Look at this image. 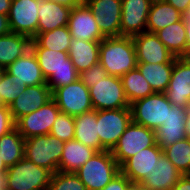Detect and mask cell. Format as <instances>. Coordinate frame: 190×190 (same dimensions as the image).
<instances>
[{"label":"cell","instance_id":"1","mask_svg":"<svg viewBox=\"0 0 190 190\" xmlns=\"http://www.w3.org/2000/svg\"><path fill=\"white\" fill-rule=\"evenodd\" d=\"M31 49L36 55L47 85L53 93L57 88L79 79V73L69 58L68 52H59L40 47L33 39Z\"/></svg>","mask_w":190,"mask_h":190},{"label":"cell","instance_id":"2","mask_svg":"<svg viewBox=\"0 0 190 190\" xmlns=\"http://www.w3.org/2000/svg\"><path fill=\"white\" fill-rule=\"evenodd\" d=\"M99 63L107 74L122 77L137 67V57L132 37L103 38L99 48Z\"/></svg>","mask_w":190,"mask_h":190},{"label":"cell","instance_id":"3","mask_svg":"<svg viewBox=\"0 0 190 190\" xmlns=\"http://www.w3.org/2000/svg\"><path fill=\"white\" fill-rule=\"evenodd\" d=\"M120 166L110 150L97 151L75 174L87 190H102L118 173Z\"/></svg>","mask_w":190,"mask_h":190},{"label":"cell","instance_id":"4","mask_svg":"<svg viewBox=\"0 0 190 190\" xmlns=\"http://www.w3.org/2000/svg\"><path fill=\"white\" fill-rule=\"evenodd\" d=\"M53 172L23 157L7 168L8 190H48Z\"/></svg>","mask_w":190,"mask_h":190},{"label":"cell","instance_id":"5","mask_svg":"<svg viewBox=\"0 0 190 190\" xmlns=\"http://www.w3.org/2000/svg\"><path fill=\"white\" fill-rule=\"evenodd\" d=\"M64 143L51 134L25 139L24 157L35 165L52 171H59V163Z\"/></svg>","mask_w":190,"mask_h":190},{"label":"cell","instance_id":"6","mask_svg":"<svg viewBox=\"0 0 190 190\" xmlns=\"http://www.w3.org/2000/svg\"><path fill=\"white\" fill-rule=\"evenodd\" d=\"M172 106L165 93L154 92L130 104L132 122L156 130L167 119Z\"/></svg>","mask_w":190,"mask_h":190},{"label":"cell","instance_id":"7","mask_svg":"<svg viewBox=\"0 0 190 190\" xmlns=\"http://www.w3.org/2000/svg\"><path fill=\"white\" fill-rule=\"evenodd\" d=\"M132 122L130 108L97 111V129L101 151L112 150Z\"/></svg>","mask_w":190,"mask_h":190},{"label":"cell","instance_id":"8","mask_svg":"<svg viewBox=\"0 0 190 190\" xmlns=\"http://www.w3.org/2000/svg\"><path fill=\"white\" fill-rule=\"evenodd\" d=\"M156 145L155 130L131 122L120 136L111 153L121 166L139 151Z\"/></svg>","mask_w":190,"mask_h":190},{"label":"cell","instance_id":"9","mask_svg":"<svg viewBox=\"0 0 190 190\" xmlns=\"http://www.w3.org/2000/svg\"><path fill=\"white\" fill-rule=\"evenodd\" d=\"M89 88L94 110L130 108L120 77L107 75Z\"/></svg>","mask_w":190,"mask_h":190},{"label":"cell","instance_id":"10","mask_svg":"<svg viewBox=\"0 0 190 190\" xmlns=\"http://www.w3.org/2000/svg\"><path fill=\"white\" fill-rule=\"evenodd\" d=\"M52 98L55 100L60 112L73 117L94 110L89 88L80 79L57 88L52 93Z\"/></svg>","mask_w":190,"mask_h":190},{"label":"cell","instance_id":"11","mask_svg":"<svg viewBox=\"0 0 190 190\" xmlns=\"http://www.w3.org/2000/svg\"><path fill=\"white\" fill-rule=\"evenodd\" d=\"M60 109L51 98L38 110L22 116L15 121V128L24 139L50 134L51 128L57 119Z\"/></svg>","mask_w":190,"mask_h":190},{"label":"cell","instance_id":"12","mask_svg":"<svg viewBox=\"0 0 190 190\" xmlns=\"http://www.w3.org/2000/svg\"><path fill=\"white\" fill-rule=\"evenodd\" d=\"M40 0H12L8 15L11 32L34 39L37 33Z\"/></svg>","mask_w":190,"mask_h":190},{"label":"cell","instance_id":"13","mask_svg":"<svg viewBox=\"0 0 190 190\" xmlns=\"http://www.w3.org/2000/svg\"><path fill=\"white\" fill-rule=\"evenodd\" d=\"M153 0H121L120 36L133 37L146 32Z\"/></svg>","mask_w":190,"mask_h":190},{"label":"cell","instance_id":"14","mask_svg":"<svg viewBox=\"0 0 190 190\" xmlns=\"http://www.w3.org/2000/svg\"><path fill=\"white\" fill-rule=\"evenodd\" d=\"M105 38L120 36L121 0H85Z\"/></svg>","mask_w":190,"mask_h":190},{"label":"cell","instance_id":"15","mask_svg":"<svg viewBox=\"0 0 190 190\" xmlns=\"http://www.w3.org/2000/svg\"><path fill=\"white\" fill-rule=\"evenodd\" d=\"M165 94L173 106L187 107L190 101V57L175 58Z\"/></svg>","mask_w":190,"mask_h":190},{"label":"cell","instance_id":"16","mask_svg":"<svg viewBox=\"0 0 190 190\" xmlns=\"http://www.w3.org/2000/svg\"><path fill=\"white\" fill-rule=\"evenodd\" d=\"M162 153L163 149L157 144L143 149L128 158L120 166V171L134 186H138L153 171Z\"/></svg>","mask_w":190,"mask_h":190},{"label":"cell","instance_id":"17","mask_svg":"<svg viewBox=\"0 0 190 190\" xmlns=\"http://www.w3.org/2000/svg\"><path fill=\"white\" fill-rule=\"evenodd\" d=\"M137 63L174 62L175 56L159 40L155 33L142 32L132 37Z\"/></svg>","mask_w":190,"mask_h":190},{"label":"cell","instance_id":"18","mask_svg":"<svg viewBox=\"0 0 190 190\" xmlns=\"http://www.w3.org/2000/svg\"><path fill=\"white\" fill-rule=\"evenodd\" d=\"M14 83L21 86L47 84L43 76L38 60L32 49L20 56L4 70Z\"/></svg>","mask_w":190,"mask_h":190},{"label":"cell","instance_id":"19","mask_svg":"<svg viewBox=\"0 0 190 190\" xmlns=\"http://www.w3.org/2000/svg\"><path fill=\"white\" fill-rule=\"evenodd\" d=\"M67 26L72 39L101 41L105 38L97 25L95 16L85 3L71 9Z\"/></svg>","mask_w":190,"mask_h":190},{"label":"cell","instance_id":"20","mask_svg":"<svg viewBox=\"0 0 190 190\" xmlns=\"http://www.w3.org/2000/svg\"><path fill=\"white\" fill-rule=\"evenodd\" d=\"M187 115L186 107L172 106L170 108L167 119L155 130L156 144L160 148L171 146L186 138Z\"/></svg>","mask_w":190,"mask_h":190},{"label":"cell","instance_id":"21","mask_svg":"<svg viewBox=\"0 0 190 190\" xmlns=\"http://www.w3.org/2000/svg\"><path fill=\"white\" fill-rule=\"evenodd\" d=\"M51 98L52 92L47 84L28 86L9 105L13 120L16 121L18 118L38 110Z\"/></svg>","mask_w":190,"mask_h":190},{"label":"cell","instance_id":"22","mask_svg":"<svg viewBox=\"0 0 190 190\" xmlns=\"http://www.w3.org/2000/svg\"><path fill=\"white\" fill-rule=\"evenodd\" d=\"M182 175L162 153L153 171L137 187L141 190H171Z\"/></svg>","mask_w":190,"mask_h":190},{"label":"cell","instance_id":"23","mask_svg":"<svg viewBox=\"0 0 190 190\" xmlns=\"http://www.w3.org/2000/svg\"><path fill=\"white\" fill-rule=\"evenodd\" d=\"M70 7L48 0H40L36 36L68 25Z\"/></svg>","mask_w":190,"mask_h":190},{"label":"cell","instance_id":"24","mask_svg":"<svg viewBox=\"0 0 190 190\" xmlns=\"http://www.w3.org/2000/svg\"><path fill=\"white\" fill-rule=\"evenodd\" d=\"M100 42L71 40L68 55L79 74L99 62Z\"/></svg>","mask_w":190,"mask_h":190},{"label":"cell","instance_id":"25","mask_svg":"<svg viewBox=\"0 0 190 190\" xmlns=\"http://www.w3.org/2000/svg\"><path fill=\"white\" fill-rule=\"evenodd\" d=\"M185 16L165 0H153L147 17L146 31L156 33Z\"/></svg>","mask_w":190,"mask_h":190},{"label":"cell","instance_id":"26","mask_svg":"<svg viewBox=\"0 0 190 190\" xmlns=\"http://www.w3.org/2000/svg\"><path fill=\"white\" fill-rule=\"evenodd\" d=\"M31 41L28 36L10 32L0 36V67L5 70L20 56L31 49Z\"/></svg>","mask_w":190,"mask_h":190},{"label":"cell","instance_id":"27","mask_svg":"<svg viewBox=\"0 0 190 190\" xmlns=\"http://www.w3.org/2000/svg\"><path fill=\"white\" fill-rule=\"evenodd\" d=\"M96 152L97 150L74 139L65 142L59 163V171L75 172Z\"/></svg>","mask_w":190,"mask_h":190},{"label":"cell","instance_id":"28","mask_svg":"<svg viewBox=\"0 0 190 190\" xmlns=\"http://www.w3.org/2000/svg\"><path fill=\"white\" fill-rule=\"evenodd\" d=\"M74 121V140L97 151H101V142L97 129V110H92L75 116Z\"/></svg>","mask_w":190,"mask_h":190},{"label":"cell","instance_id":"29","mask_svg":"<svg viewBox=\"0 0 190 190\" xmlns=\"http://www.w3.org/2000/svg\"><path fill=\"white\" fill-rule=\"evenodd\" d=\"M166 48L176 57H186L185 17L155 33Z\"/></svg>","mask_w":190,"mask_h":190},{"label":"cell","instance_id":"30","mask_svg":"<svg viewBox=\"0 0 190 190\" xmlns=\"http://www.w3.org/2000/svg\"><path fill=\"white\" fill-rule=\"evenodd\" d=\"M174 67V62L167 63H137V68L149 83L153 92L165 93L171 73Z\"/></svg>","mask_w":190,"mask_h":190},{"label":"cell","instance_id":"31","mask_svg":"<svg viewBox=\"0 0 190 190\" xmlns=\"http://www.w3.org/2000/svg\"><path fill=\"white\" fill-rule=\"evenodd\" d=\"M24 149L25 139L16 128L0 137V158L7 168L24 157Z\"/></svg>","mask_w":190,"mask_h":190},{"label":"cell","instance_id":"32","mask_svg":"<svg viewBox=\"0 0 190 190\" xmlns=\"http://www.w3.org/2000/svg\"><path fill=\"white\" fill-rule=\"evenodd\" d=\"M121 81L129 104L154 93L137 67L124 74Z\"/></svg>","mask_w":190,"mask_h":190},{"label":"cell","instance_id":"33","mask_svg":"<svg viewBox=\"0 0 190 190\" xmlns=\"http://www.w3.org/2000/svg\"><path fill=\"white\" fill-rule=\"evenodd\" d=\"M40 47L59 52H69L72 40L68 26L38 34L33 39Z\"/></svg>","mask_w":190,"mask_h":190},{"label":"cell","instance_id":"34","mask_svg":"<svg viewBox=\"0 0 190 190\" xmlns=\"http://www.w3.org/2000/svg\"><path fill=\"white\" fill-rule=\"evenodd\" d=\"M162 149L181 174H190V138L186 137Z\"/></svg>","mask_w":190,"mask_h":190},{"label":"cell","instance_id":"35","mask_svg":"<svg viewBox=\"0 0 190 190\" xmlns=\"http://www.w3.org/2000/svg\"><path fill=\"white\" fill-rule=\"evenodd\" d=\"M48 190H87L75 172L53 173Z\"/></svg>","mask_w":190,"mask_h":190},{"label":"cell","instance_id":"36","mask_svg":"<svg viewBox=\"0 0 190 190\" xmlns=\"http://www.w3.org/2000/svg\"><path fill=\"white\" fill-rule=\"evenodd\" d=\"M50 134L63 142L73 140L75 134L74 117L60 112L52 125Z\"/></svg>","mask_w":190,"mask_h":190},{"label":"cell","instance_id":"37","mask_svg":"<svg viewBox=\"0 0 190 190\" xmlns=\"http://www.w3.org/2000/svg\"><path fill=\"white\" fill-rule=\"evenodd\" d=\"M27 86H19L14 83V79L3 70L0 74V96L1 104L9 106Z\"/></svg>","mask_w":190,"mask_h":190},{"label":"cell","instance_id":"38","mask_svg":"<svg viewBox=\"0 0 190 190\" xmlns=\"http://www.w3.org/2000/svg\"><path fill=\"white\" fill-rule=\"evenodd\" d=\"M107 75L106 69L98 62L80 73L79 79L87 88H90L91 86H94V82L101 80V78H105Z\"/></svg>","mask_w":190,"mask_h":190},{"label":"cell","instance_id":"39","mask_svg":"<svg viewBox=\"0 0 190 190\" xmlns=\"http://www.w3.org/2000/svg\"><path fill=\"white\" fill-rule=\"evenodd\" d=\"M15 128L9 106L0 104V137Z\"/></svg>","mask_w":190,"mask_h":190},{"label":"cell","instance_id":"40","mask_svg":"<svg viewBox=\"0 0 190 190\" xmlns=\"http://www.w3.org/2000/svg\"><path fill=\"white\" fill-rule=\"evenodd\" d=\"M135 186L120 171L102 190H133Z\"/></svg>","mask_w":190,"mask_h":190},{"label":"cell","instance_id":"41","mask_svg":"<svg viewBox=\"0 0 190 190\" xmlns=\"http://www.w3.org/2000/svg\"><path fill=\"white\" fill-rule=\"evenodd\" d=\"M184 16L190 8V0H165Z\"/></svg>","mask_w":190,"mask_h":190},{"label":"cell","instance_id":"42","mask_svg":"<svg viewBox=\"0 0 190 190\" xmlns=\"http://www.w3.org/2000/svg\"><path fill=\"white\" fill-rule=\"evenodd\" d=\"M171 190H190V174L182 175Z\"/></svg>","mask_w":190,"mask_h":190},{"label":"cell","instance_id":"43","mask_svg":"<svg viewBox=\"0 0 190 190\" xmlns=\"http://www.w3.org/2000/svg\"><path fill=\"white\" fill-rule=\"evenodd\" d=\"M186 22V57H190V8L185 15Z\"/></svg>","mask_w":190,"mask_h":190},{"label":"cell","instance_id":"44","mask_svg":"<svg viewBox=\"0 0 190 190\" xmlns=\"http://www.w3.org/2000/svg\"><path fill=\"white\" fill-rule=\"evenodd\" d=\"M11 32L8 15L0 14V36Z\"/></svg>","mask_w":190,"mask_h":190},{"label":"cell","instance_id":"45","mask_svg":"<svg viewBox=\"0 0 190 190\" xmlns=\"http://www.w3.org/2000/svg\"><path fill=\"white\" fill-rule=\"evenodd\" d=\"M48 1L62 4L70 8L81 6L85 3V0H48Z\"/></svg>","mask_w":190,"mask_h":190},{"label":"cell","instance_id":"46","mask_svg":"<svg viewBox=\"0 0 190 190\" xmlns=\"http://www.w3.org/2000/svg\"><path fill=\"white\" fill-rule=\"evenodd\" d=\"M12 0H0V14L9 15Z\"/></svg>","mask_w":190,"mask_h":190},{"label":"cell","instance_id":"47","mask_svg":"<svg viewBox=\"0 0 190 190\" xmlns=\"http://www.w3.org/2000/svg\"><path fill=\"white\" fill-rule=\"evenodd\" d=\"M186 110H187V119H186V124H185V128H186V137L187 138H190V101L188 102L187 104V107H186Z\"/></svg>","mask_w":190,"mask_h":190},{"label":"cell","instance_id":"48","mask_svg":"<svg viewBox=\"0 0 190 190\" xmlns=\"http://www.w3.org/2000/svg\"><path fill=\"white\" fill-rule=\"evenodd\" d=\"M0 190H8L6 172H0Z\"/></svg>","mask_w":190,"mask_h":190},{"label":"cell","instance_id":"49","mask_svg":"<svg viewBox=\"0 0 190 190\" xmlns=\"http://www.w3.org/2000/svg\"><path fill=\"white\" fill-rule=\"evenodd\" d=\"M6 171H7V167L3 163L2 159L0 158V172H6Z\"/></svg>","mask_w":190,"mask_h":190},{"label":"cell","instance_id":"50","mask_svg":"<svg viewBox=\"0 0 190 190\" xmlns=\"http://www.w3.org/2000/svg\"><path fill=\"white\" fill-rule=\"evenodd\" d=\"M133 190H141V189H139L137 186H135V187L133 188Z\"/></svg>","mask_w":190,"mask_h":190}]
</instances>
